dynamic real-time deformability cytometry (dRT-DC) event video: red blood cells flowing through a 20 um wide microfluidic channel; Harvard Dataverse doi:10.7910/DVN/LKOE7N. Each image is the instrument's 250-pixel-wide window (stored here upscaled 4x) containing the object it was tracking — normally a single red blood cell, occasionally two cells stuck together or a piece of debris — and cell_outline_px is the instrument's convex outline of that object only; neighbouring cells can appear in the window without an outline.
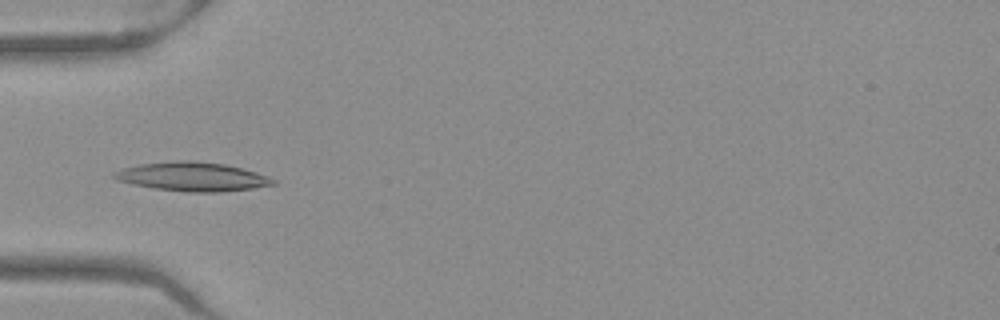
{"species": "Egyptian fruit bat (a non-hibernating species)", "species_latin": "Rousettus aegyptiacus", "temperature_condition": "warm", "stored_images_in_passage": 52, "camera_frame_rate_fps": 3000, "um_per_image_px": 0.085, "frame": {"image": 1, "passage_image": 17, "time_ms": 5.333, "image_size_px": [1000, 320], "cell_outline_px": [[276, 184], [252, 188], [220, 192], [188, 192], [152, 188], [132, 184], [116, 180], [112, 176], [112, 172], [124, 168], [140, 164], [180, 160], [188, 160], [224, 164], [256, 172], [268, 176], [276, 180]], "centroid_in_image_um": [16.33, 15.02], "position_along_channel_um": 68.7, "area_um2": 26.7}}
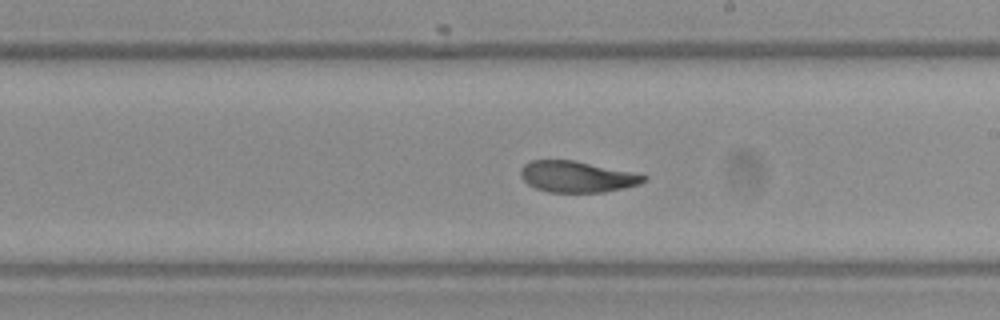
{"frame": {"image": 2, "passage_image": 30, "time_ms": 9.667, "image_size_px": [1000, 320], "cell_outline_px": [[648, 180], [640, 184], [604, 192], [548, 192], [536, 188], [528, 184], [520, 176], [520, 168], [524, 164], [532, 160], [576, 160], [632, 172], [648, 176]], "centroid_in_image_um": [49.04, 15.01], "position_along_channel_um": 240.0, "area_um2": 22.43}}
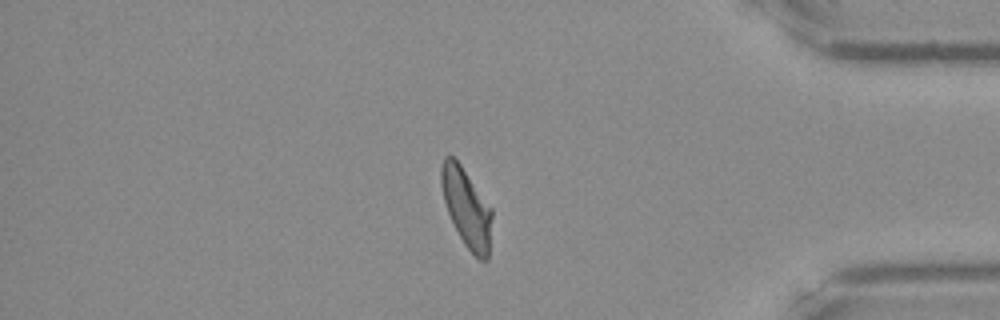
{"frame": {"image": 3, "passage_image": 44, "time_ms": 14.333, "image_size_px": [1000, 320], "cell_outline_px": [[492, 216], [488, 260], [480, 260], [464, 244], [448, 212], [444, 200], [440, 184], [440, 168], [444, 156], [452, 156], [460, 164], [492, 208]], "centroid_in_image_um": [39.65, 17.64], "position_along_channel_um": 395.5, "area_um2": 22.95}, "authors_computed_cell_mechanics": {"area_um2": 23.7558, "velocity_mm_per_s": 3.9515, "shape_relaxation_time_tau1_ms": null, "shape_relaxation_time_tau2_ms": 2.1306, "deformation_change_tau1": null, "deformation_change_tau2": 0.0792}}